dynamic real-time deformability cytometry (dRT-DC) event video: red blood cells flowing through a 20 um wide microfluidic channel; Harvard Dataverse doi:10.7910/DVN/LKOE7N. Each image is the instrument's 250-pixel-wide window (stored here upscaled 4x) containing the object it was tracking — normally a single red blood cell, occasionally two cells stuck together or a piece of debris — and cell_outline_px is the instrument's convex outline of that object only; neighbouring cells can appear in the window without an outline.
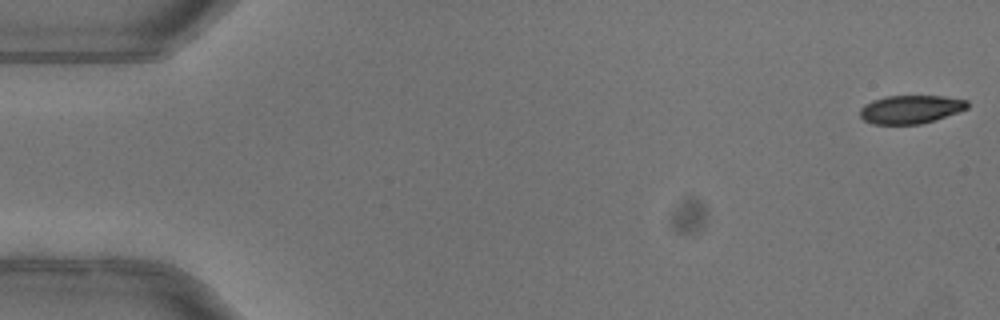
{"species": "common noctule bat (a hibernating species)", "species_latin": "Nyctalus noctula", "temperature_condition": "warm", "stored_images_in_passage": 8, "camera_frame_rate_fps": 3000, "um_per_image_px": 0.085, "animal": {"sex": "female"}, "frame": {"image": 1, "passage_image": 1, "time_ms": 0.0, "image_size_px": [1000, 320], "cell_outline_px": [[968, 108], [920, 124], [872, 124], [864, 120], [860, 116], [860, 108], [864, 104], [872, 100], [888, 96], [944, 96], [968, 100]], "centroid_in_image_um": [77.36, 9.28], "position_along_channel_um": 7.6, "area_um2": 17.57}}